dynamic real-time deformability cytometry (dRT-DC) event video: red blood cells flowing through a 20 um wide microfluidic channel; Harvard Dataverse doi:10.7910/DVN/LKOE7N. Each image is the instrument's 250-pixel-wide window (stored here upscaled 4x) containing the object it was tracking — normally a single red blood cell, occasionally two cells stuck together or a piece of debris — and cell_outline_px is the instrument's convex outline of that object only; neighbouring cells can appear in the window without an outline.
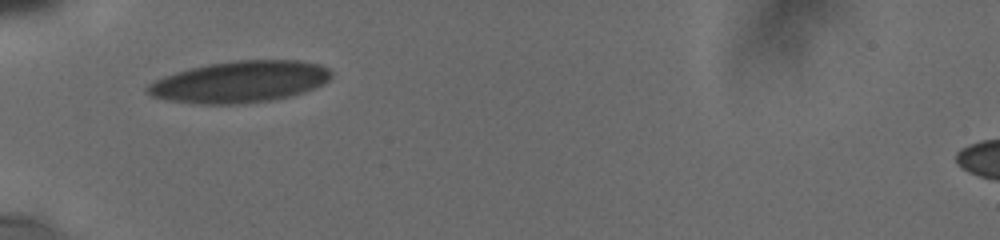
{"species": "human", "species_latin": "Homo sapiens", "temperature_condition": "cold", "stored_images_in_passage": 38, "camera_frame_rate_fps": 3000, "um_per_image_px": 0.085, "donor": {"sex": "male"}, "frame": {"image": 1, "passage_image": 1, "time_ms": 0.0, "image_size_px": [1000, 240], "cell_outline_px": [[332, 76], [328, 80], [304, 92], [272, 100], [236, 104], [192, 104], [152, 96], [148, 92], [148, 84], [164, 76], [176, 72], [208, 64], [236, 60], [300, 60], [320, 64], [328, 68], [332, 72]], "centroid_in_image_um": [20.41, 6.95], "position_along_channel_um": 64.6, "area_um2": 44.1}}
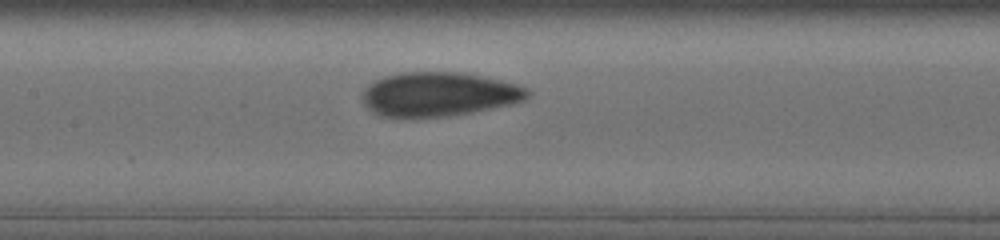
{"frame": {"image": 2, "passage_image": 14, "time_ms": 3.0, "image_size_px": [1000, 240], "cell_outline_px": [[528, 96], [524, 100], [512, 104], [468, 112], [444, 116], [384, 116], [368, 108], [364, 104], [364, 88], [368, 84], [384, 76], [400, 72], [460, 72], [500, 80], [516, 84], [528, 88]], "centroid_in_image_um": [37.3, 7.98], "position_along_channel_um": 170.1, "area_um2": 41.67}}
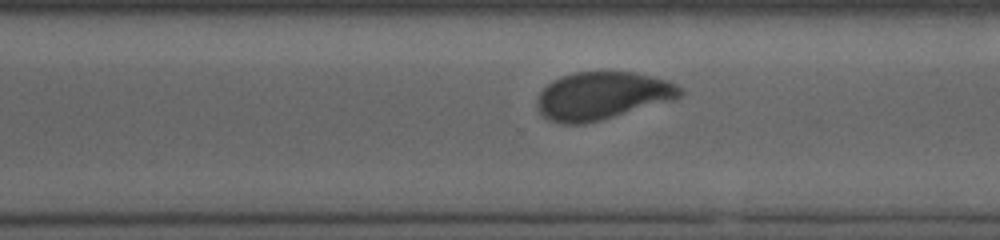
{"frame": {"image": 3, "passage_image": 34, "time_ms": 7.0, "image_size_px": [1000, 240], "cell_outline_px": [[684, 92], [680, 96], [672, 100], [600, 120], [584, 124], [560, 124], [544, 116], [540, 112], [536, 104], [536, 100], [540, 92], [552, 80], [560, 76], [576, 72], [636, 72], [668, 80], [676, 84]], "centroid_in_image_um": [51.17, 8.13], "position_along_channel_um": 319.4, "area_um2": 39.59}}